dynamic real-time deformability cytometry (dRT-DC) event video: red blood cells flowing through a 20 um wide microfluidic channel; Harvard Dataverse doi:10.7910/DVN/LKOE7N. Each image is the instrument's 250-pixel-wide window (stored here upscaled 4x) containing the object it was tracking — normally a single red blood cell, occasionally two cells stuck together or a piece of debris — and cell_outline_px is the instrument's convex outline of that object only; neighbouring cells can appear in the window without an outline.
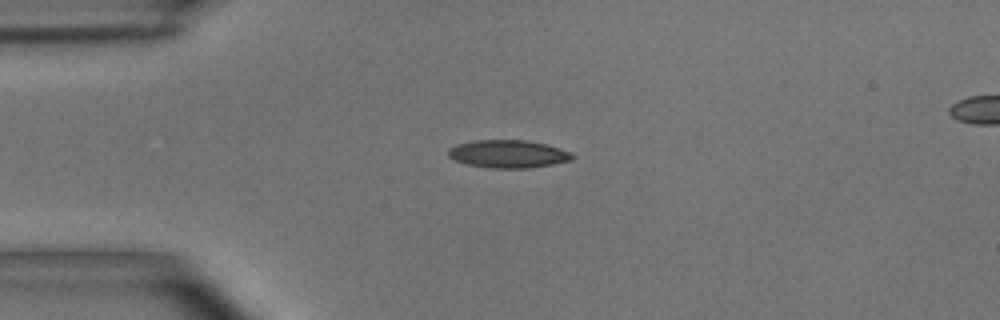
{"species": "common noctule bat (a hibernating species)", "species_latin": "Nyctalus noctula", "temperature_condition": "room temperature", "stored_images_in_passage": 3, "segment_of_instrument_passage": [1, 2], "camera_frame_rate_fps": 3000, "um_per_image_px": 0.085, "animal": {"sex": "male", "body_mass_g": 15.6}, "frame": {"image": 1, "passage_image": 1, "time_ms": 0.0, "image_size_px": [1000, 320], "cell_outline_px": [[576, 156], [572, 160], [532, 168], [488, 168], [464, 164], [448, 156], [448, 148], [456, 144], [476, 140], [528, 140], [548, 144], [572, 152]], "centroid_in_image_um": [43.22, 13.08], "position_along_channel_um": 41.8, "area_um2": 20.46}}